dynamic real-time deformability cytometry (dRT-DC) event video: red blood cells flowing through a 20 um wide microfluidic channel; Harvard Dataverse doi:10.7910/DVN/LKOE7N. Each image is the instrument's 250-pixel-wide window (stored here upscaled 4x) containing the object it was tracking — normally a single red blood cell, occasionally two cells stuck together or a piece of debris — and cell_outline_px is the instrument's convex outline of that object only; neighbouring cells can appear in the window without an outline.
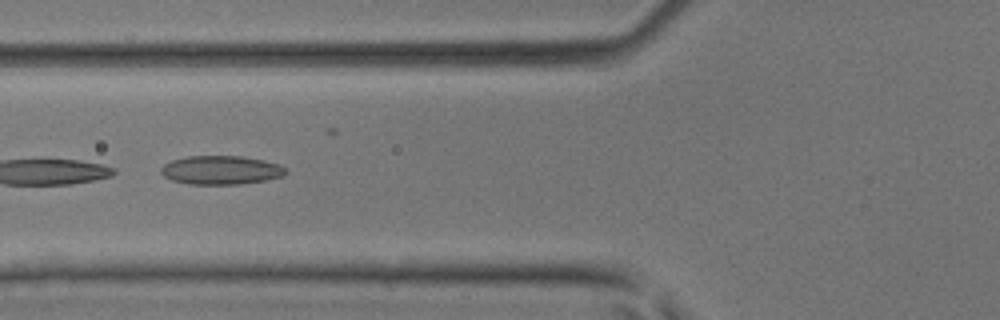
{"species": "common noctule bat (a hibernating species)", "species_latin": "Nyctalus noctula", "temperature_condition": "room temperature", "stored_images_in_passage": 30, "camera_frame_rate_fps": 3000, "um_per_image_px": 0.085, "animal": {"sex": "male", "body_mass_g": 17.9, "forearm_length_mm": 54.2}, "frame": {"image": 1, "passage_image": 11, "time_ms": 3.333, "image_size_px": [1000, 320], "cell_outline_px": [[288, 172], [284, 176], [264, 180], [240, 184], [188, 184], [172, 180], [164, 176], [160, 172], [160, 168], [164, 164], [172, 160], [188, 156], [244, 156], [264, 160], [280, 164]], "centroid_in_image_um": [18.79, 14.45], "position_along_channel_um": 107.0, "area_um2": 20.98}}